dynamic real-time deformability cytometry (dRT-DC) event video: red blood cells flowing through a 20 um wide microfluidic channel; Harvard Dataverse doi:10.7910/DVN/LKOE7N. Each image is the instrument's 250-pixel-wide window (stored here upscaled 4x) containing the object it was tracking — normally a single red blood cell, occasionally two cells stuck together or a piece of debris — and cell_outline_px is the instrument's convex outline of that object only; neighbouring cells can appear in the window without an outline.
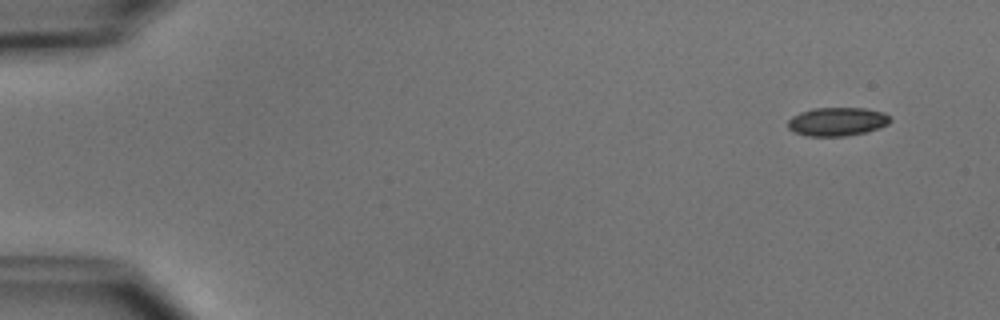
{"species": "common noctule bat (a hibernating species)", "species_latin": "Nyctalus noctula", "temperature_condition": "cold", "stored_images_in_passage": 4, "segment_of_instrument_passage": [2, 2], "camera_frame_rate_fps": 3000, "um_per_image_px": 0.085, "animal": {"sex": "male", "body_mass_g": 15.6}, "frame": {"image": 1, "passage_image": 4, "time_ms": 3.333, "image_size_px": [1000, 320], "cell_outline_px": [[892, 120], [888, 124], [880, 128], [864, 132], [844, 136], [808, 136], [796, 132], [788, 128], [788, 120], [792, 116], [800, 112], [812, 108], [864, 108], [884, 112]], "centroid_in_image_um": [71.16, 10.33], "position_along_channel_um": 13.8, "area_um2": 16.99}}